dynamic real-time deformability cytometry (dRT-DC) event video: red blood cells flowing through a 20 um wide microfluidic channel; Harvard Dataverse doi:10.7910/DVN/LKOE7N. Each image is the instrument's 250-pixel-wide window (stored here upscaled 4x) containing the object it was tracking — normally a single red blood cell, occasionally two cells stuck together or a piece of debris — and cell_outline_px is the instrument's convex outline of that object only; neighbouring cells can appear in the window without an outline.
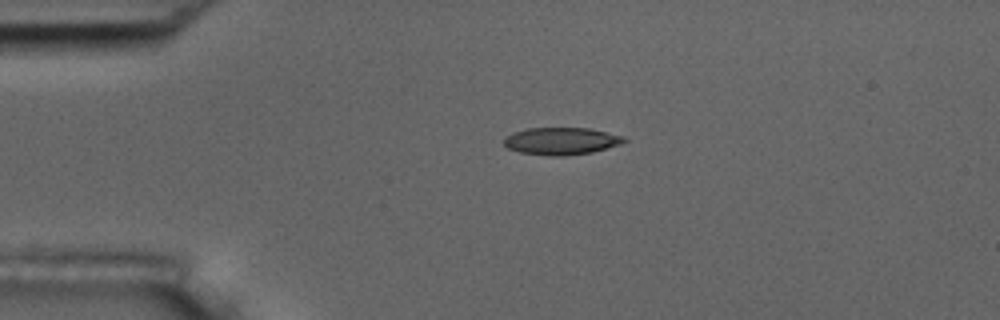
{"species": "common noctule bat (a hibernating species)", "species_latin": "Nyctalus noctula", "temperature_condition": "room temperature", "stored_images_in_passage": 44, "camera_frame_rate_fps": 3000, "um_per_image_px": 0.085, "animal": {"sex": "male", "body_mass_g": 17.5, "forearm_length_mm": 52.3}, "frame": {"image": 1, "passage_image": 1, "time_ms": 0.0, "image_size_px": [1000, 320], "cell_outline_px": [[628, 140], [620, 144], [592, 152], [564, 156], [548, 156], [520, 152], [508, 148], [504, 144], [504, 136], [512, 132], [528, 128], [588, 128], [624, 136]], "centroid_in_image_um": [47.68, 11.99], "position_along_channel_um": 37.3, "area_um2": 19.13}}
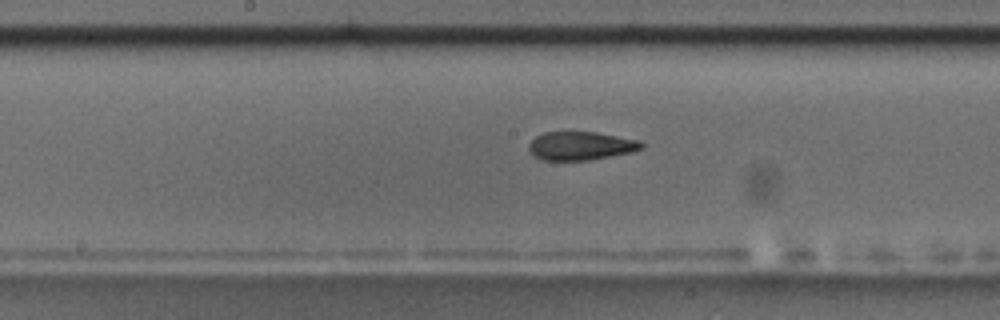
{"frame": {"image": 2, "passage_image": 17, "time_ms": 5.333, "image_size_px": [1000, 320], "cell_outline_px": [[644, 148], [632, 152], [588, 160], [540, 160], [528, 148], [528, 144], [536, 136], [544, 132], [596, 132], [640, 140], [644, 144]], "centroid_in_image_um": [49.39, 12.39], "position_along_channel_um": 198.8, "area_um2": 18.67}}
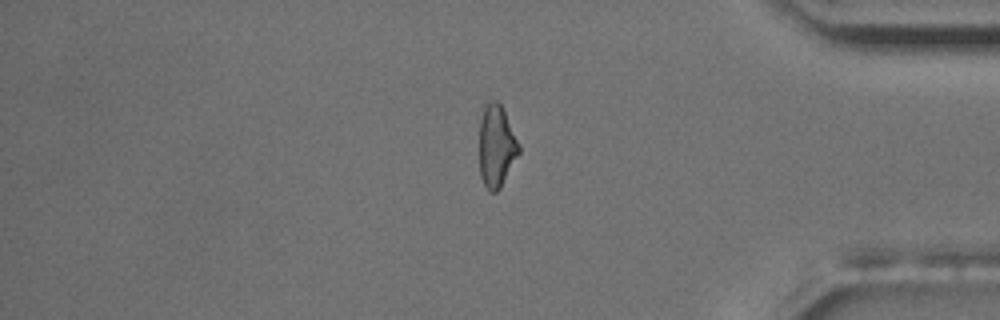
{"frame": {"image": 3, "passage_image": 35, "time_ms": 11.333, "image_size_px": [1000, 320], "cell_outline_px": [[520, 152], [500, 188], [496, 192], [492, 192], [484, 184], [480, 176], [480, 120], [484, 108], [492, 100], [496, 100], [504, 108], [520, 144]], "centroid_in_image_um": [42.22, 12.4], "position_along_channel_um": 393.0, "area_um2": 18.9}, "authors_computed_cell_mechanics": {"area_um2": 19.5364, "velocity_mm_per_s": 3.6509, "shape_relaxation_time_tau1_ms": 7.4258, "shape_relaxation_time_tau2_ms": 3.8157, "deformation_change_tau1": 0.1686, "deformation_change_tau2": 0.1133}}